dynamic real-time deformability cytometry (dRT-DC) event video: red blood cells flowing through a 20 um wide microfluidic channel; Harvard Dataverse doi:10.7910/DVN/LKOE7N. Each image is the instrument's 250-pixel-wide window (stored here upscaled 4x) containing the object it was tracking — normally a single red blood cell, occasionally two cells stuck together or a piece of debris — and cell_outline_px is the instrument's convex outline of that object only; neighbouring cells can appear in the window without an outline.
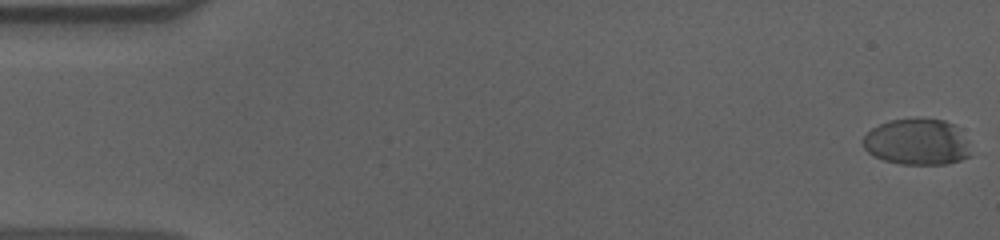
{"species": "human", "species_latin": "Homo sapiens", "temperature_condition": "cold", "stored_images_in_passage": 57, "camera_frame_rate_fps": 3000, "um_per_image_px": 0.085, "donor": {"sex": "male"}, "frame": {"image": 1, "passage_image": 1, "time_ms": 0.0, "image_size_px": [1000, 240], "cell_outline_px": [[972, 156], [948, 164], [900, 164], [884, 160], [872, 156], [864, 148], [864, 136], [872, 128], [888, 120], [944, 120], [952, 124], [964, 140]], "centroid_in_image_um": [77.9, 12.1], "position_along_channel_um": 7.1, "area_um2": 28.26}}
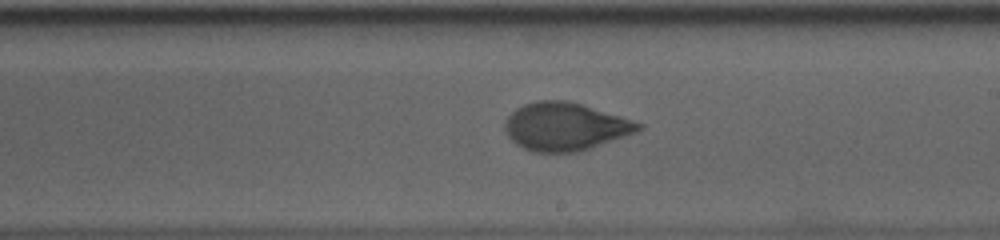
{"frame": {"image": 2, "passage_image": 33, "time_ms": 10.667, "image_size_px": [1000, 240], "cell_outline_px": [[644, 128], [636, 132], [576, 152], [532, 152], [516, 144], [508, 136], [504, 128], [504, 120], [516, 108], [524, 104], [536, 100], [568, 100], [620, 116], [644, 124]], "centroid_in_image_um": [48.0, 10.75], "position_along_channel_um": 241.0, "area_um2": 37.05}}
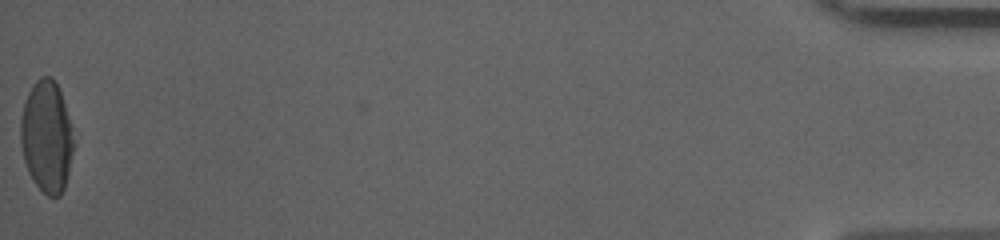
{"frame": {"image": 3, "passage_image": 57, "time_ms": 18.667, "image_size_px": [1000, 240], "cell_outline_px": [[72, 152], [68, 172], [64, 188], [60, 196], [48, 196], [36, 184], [28, 172], [24, 160], [20, 144], [20, 116], [24, 100], [32, 84], [40, 76], [52, 76], [60, 92], [68, 116], [72, 140]], "centroid_in_image_um": [3.91, 11.58], "position_along_channel_um": 431.3, "area_um2": 34.16}, "authors_computed_cell_mechanics": {"area_um2": 36.3562, "velocity_mm_per_s": 3.6288, "shape_relaxation_time_tau1_ms": 4.953, "shape_relaxation_time_tau2_ms": 0.917, "deformation_change_tau1": 0.1661, "deformation_change_tau2": 0.0494}}